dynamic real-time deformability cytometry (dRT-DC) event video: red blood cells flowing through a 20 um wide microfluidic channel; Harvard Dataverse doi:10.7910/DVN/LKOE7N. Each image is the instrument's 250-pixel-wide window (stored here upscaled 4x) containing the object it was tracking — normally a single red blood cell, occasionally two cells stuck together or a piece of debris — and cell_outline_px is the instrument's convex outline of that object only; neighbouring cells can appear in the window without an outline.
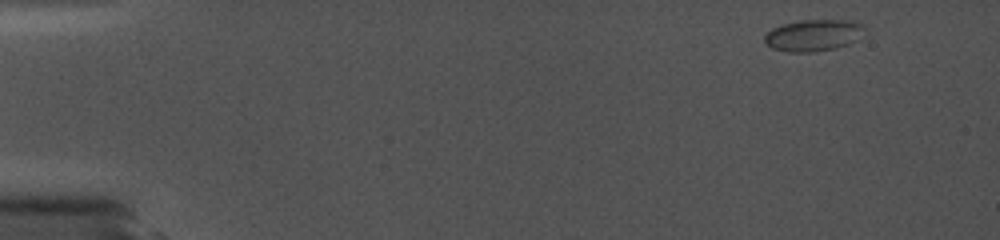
{"species": "common noctule bat (a hibernating species)", "species_latin": "Nyctalus noctula", "temperature_condition": "cold", "stored_images_in_passage": 17, "camera_frame_rate_fps": 5000, "um_per_image_px": 0.085, "animal": {"sex": "female", "body_mass_g": 19.0, "forearm_length_mm": 56.7}, "frame": {"image": 1, "passage_image": 1, "time_ms": 0.0, "image_size_px": [1000, 240], "cell_outline_px": [[864, 28], [856, 40], [848, 44], [836, 48], [812, 52], [788, 52], [772, 48], [764, 44], [764, 36], [772, 28], [784, 24], [800, 20], [852, 20], [864, 24]], "centroid_in_image_um": [69.11, 3.0], "position_along_channel_um": 15.9, "area_um2": 18.44}}
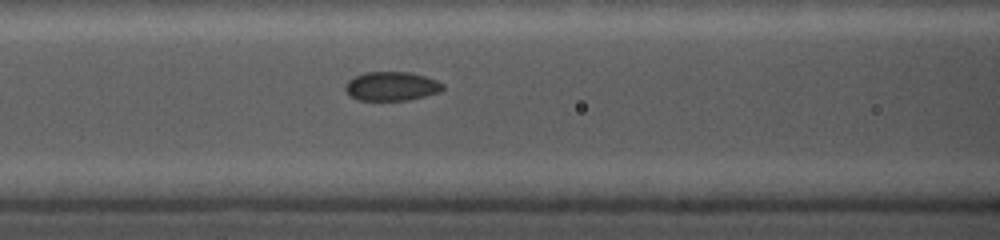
{"frame": {"image": 2, "passage_image": 13, "time_ms": 6.6, "image_size_px": [1000, 240], "cell_outline_px": [[444, 88], [440, 92], [408, 100], [360, 100], [348, 96], [344, 88], [344, 84], [348, 80], [364, 72], [412, 72], [436, 80], [444, 84]], "centroid_in_image_um": [33.26, 7.33], "position_along_channel_um": 133.3, "area_um2": 16.59}}
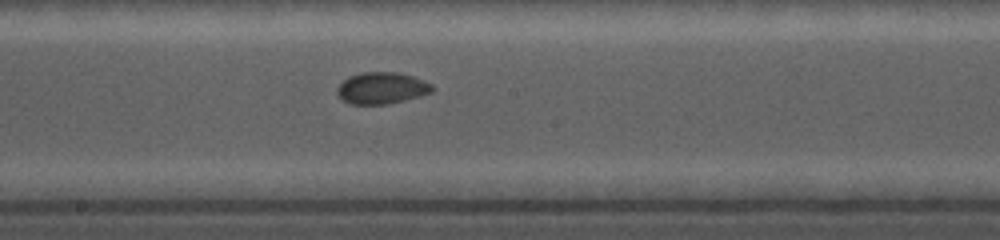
{"frame": {"image": 3, "passage_image": 17, "time_ms": 8.8, "image_size_px": [1000, 240], "cell_outline_px": [[436, 88], [432, 92], [420, 96], [388, 104], [352, 104], [344, 100], [336, 92], [336, 88], [348, 76], [364, 72], [396, 72], [412, 76], [424, 80], [432, 84]], "centroid_in_image_um": [32.48, 7.48], "position_along_channel_um": 215.7, "area_um2": 17.51}}